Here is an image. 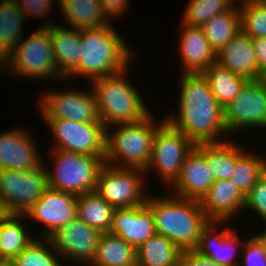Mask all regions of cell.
Listing matches in <instances>:
<instances>
[{
  "instance_id": "obj_1",
  "label": "cell",
  "mask_w": 266,
  "mask_h": 266,
  "mask_svg": "<svg viewBox=\"0 0 266 266\" xmlns=\"http://www.w3.org/2000/svg\"><path fill=\"white\" fill-rule=\"evenodd\" d=\"M179 109L164 118L196 144L220 143L228 132L224 123V110L211 92L201 73H181ZM221 140V141H220Z\"/></svg>"
},
{
  "instance_id": "obj_2",
  "label": "cell",
  "mask_w": 266,
  "mask_h": 266,
  "mask_svg": "<svg viewBox=\"0 0 266 266\" xmlns=\"http://www.w3.org/2000/svg\"><path fill=\"white\" fill-rule=\"evenodd\" d=\"M147 206L154 215L155 231L172 241L181 251L195 250L202 229L209 223L200 201L176 195H148Z\"/></svg>"
},
{
  "instance_id": "obj_3",
  "label": "cell",
  "mask_w": 266,
  "mask_h": 266,
  "mask_svg": "<svg viewBox=\"0 0 266 266\" xmlns=\"http://www.w3.org/2000/svg\"><path fill=\"white\" fill-rule=\"evenodd\" d=\"M118 34L111 24L81 29L80 59L77 69L70 76H86L92 81L128 68L133 60V50Z\"/></svg>"
},
{
  "instance_id": "obj_4",
  "label": "cell",
  "mask_w": 266,
  "mask_h": 266,
  "mask_svg": "<svg viewBox=\"0 0 266 266\" xmlns=\"http://www.w3.org/2000/svg\"><path fill=\"white\" fill-rule=\"evenodd\" d=\"M128 69L91 81L99 119L106 127L136 123L151 113L141 93L130 84L126 76Z\"/></svg>"
},
{
  "instance_id": "obj_5",
  "label": "cell",
  "mask_w": 266,
  "mask_h": 266,
  "mask_svg": "<svg viewBox=\"0 0 266 266\" xmlns=\"http://www.w3.org/2000/svg\"><path fill=\"white\" fill-rule=\"evenodd\" d=\"M159 122L155 123L154 116L150 114L136 123L106 127L105 163L115 167L146 171L151 159L153 137L163 121ZM110 129H113V132Z\"/></svg>"
},
{
  "instance_id": "obj_6",
  "label": "cell",
  "mask_w": 266,
  "mask_h": 266,
  "mask_svg": "<svg viewBox=\"0 0 266 266\" xmlns=\"http://www.w3.org/2000/svg\"><path fill=\"white\" fill-rule=\"evenodd\" d=\"M5 69L16 77L64 79L56 67L49 28L41 26L27 39L22 38L0 63V73Z\"/></svg>"
},
{
  "instance_id": "obj_7",
  "label": "cell",
  "mask_w": 266,
  "mask_h": 266,
  "mask_svg": "<svg viewBox=\"0 0 266 266\" xmlns=\"http://www.w3.org/2000/svg\"><path fill=\"white\" fill-rule=\"evenodd\" d=\"M54 171L47 168L48 187L79 196L96 189L100 169L105 156L78 154L53 150Z\"/></svg>"
},
{
  "instance_id": "obj_8",
  "label": "cell",
  "mask_w": 266,
  "mask_h": 266,
  "mask_svg": "<svg viewBox=\"0 0 266 266\" xmlns=\"http://www.w3.org/2000/svg\"><path fill=\"white\" fill-rule=\"evenodd\" d=\"M194 146L180 130L163 119L153 137L151 159L146 174L149 170H157L164 185L171 186L180 175L182 164Z\"/></svg>"
},
{
  "instance_id": "obj_9",
  "label": "cell",
  "mask_w": 266,
  "mask_h": 266,
  "mask_svg": "<svg viewBox=\"0 0 266 266\" xmlns=\"http://www.w3.org/2000/svg\"><path fill=\"white\" fill-rule=\"evenodd\" d=\"M145 171L104 164L97 178L95 192L114 208L137 207L146 203ZM145 182V185H144Z\"/></svg>"
},
{
  "instance_id": "obj_10",
  "label": "cell",
  "mask_w": 266,
  "mask_h": 266,
  "mask_svg": "<svg viewBox=\"0 0 266 266\" xmlns=\"http://www.w3.org/2000/svg\"><path fill=\"white\" fill-rule=\"evenodd\" d=\"M47 188L44 163L27 171L0 169V199L10 214H25Z\"/></svg>"
},
{
  "instance_id": "obj_11",
  "label": "cell",
  "mask_w": 266,
  "mask_h": 266,
  "mask_svg": "<svg viewBox=\"0 0 266 266\" xmlns=\"http://www.w3.org/2000/svg\"><path fill=\"white\" fill-rule=\"evenodd\" d=\"M51 129L54 150H64L78 154L105 156L106 126L98 122H73L66 119H43Z\"/></svg>"
},
{
  "instance_id": "obj_12",
  "label": "cell",
  "mask_w": 266,
  "mask_h": 266,
  "mask_svg": "<svg viewBox=\"0 0 266 266\" xmlns=\"http://www.w3.org/2000/svg\"><path fill=\"white\" fill-rule=\"evenodd\" d=\"M223 110L225 128L229 135L247 127L265 129L266 78L248 80L241 92Z\"/></svg>"
},
{
  "instance_id": "obj_13",
  "label": "cell",
  "mask_w": 266,
  "mask_h": 266,
  "mask_svg": "<svg viewBox=\"0 0 266 266\" xmlns=\"http://www.w3.org/2000/svg\"><path fill=\"white\" fill-rule=\"evenodd\" d=\"M77 90V91H76ZM51 91L38 102L44 119H66L73 122H98L96 96L92 88ZM84 90V91H83Z\"/></svg>"
},
{
  "instance_id": "obj_14",
  "label": "cell",
  "mask_w": 266,
  "mask_h": 266,
  "mask_svg": "<svg viewBox=\"0 0 266 266\" xmlns=\"http://www.w3.org/2000/svg\"><path fill=\"white\" fill-rule=\"evenodd\" d=\"M101 234L99 230L90 227L76 216L52 234L49 240L60 258L78 262L80 265L87 263L88 266L94 258Z\"/></svg>"
},
{
  "instance_id": "obj_15",
  "label": "cell",
  "mask_w": 266,
  "mask_h": 266,
  "mask_svg": "<svg viewBox=\"0 0 266 266\" xmlns=\"http://www.w3.org/2000/svg\"><path fill=\"white\" fill-rule=\"evenodd\" d=\"M76 203V195L48 187L24 215L44 224L41 237L49 238L77 216Z\"/></svg>"
},
{
  "instance_id": "obj_16",
  "label": "cell",
  "mask_w": 266,
  "mask_h": 266,
  "mask_svg": "<svg viewBox=\"0 0 266 266\" xmlns=\"http://www.w3.org/2000/svg\"><path fill=\"white\" fill-rule=\"evenodd\" d=\"M223 223L224 221H209L201 231L195 251L219 265L238 266L240 260L237 261L235 258L239 256L240 259L245 240L241 242L237 230H233L229 226H225L219 232V227L216 226Z\"/></svg>"
},
{
  "instance_id": "obj_17",
  "label": "cell",
  "mask_w": 266,
  "mask_h": 266,
  "mask_svg": "<svg viewBox=\"0 0 266 266\" xmlns=\"http://www.w3.org/2000/svg\"><path fill=\"white\" fill-rule=\"evenodd\" d=\"M34 143L24 128L1 133L0 169L27 171L41 166L44 162Z\"/></svg>"
},
{
  "instance_id": "obj_18",
  "label": "cell",
  "mask_w": 266,
  "mask_h": 266,
  "mask_svg": "<svg viewBox=\"0 0 266 266\" xmlns=\"http://www.w3.org/2000/svg\"><path fill=\"white\" fill-rule=\"evenodd\" d=\"M215 182L205 155L194 146L187 154L181 173L171 185L174 195L201 201Z\"/></svg>"
},
{
  "instance_id": "obj_19",
  "label": "cell",
  "mask_w": 266,
  "mask_h": 266,
  "mask_svg": "<svg viewBox=\"0 0 266 266\" xmlns=\"http://www.w3.org/2000/svg\"><path fill=\"white\" fill-rule=\"evenodd\" d=\"M109 232L137 249L156 233L153 212L146 203L137 207L116 208Z\"/></svg>"
},
{
  "instance_id": "obj_20",
  "label": "cell",
  "mask_w": 266,
  "mask_h": 266,
  "mask_svg": "<svg viewBox=\"0 0 266 266\" xmlns=\"http://www.w3.org/2000/svg\"><path fill=\"white\" fill-rule=\"evenodd\" d=\"M216 63L248 80L264 78L259 71L252 38L241 30L216 54Z\"/></svg>"
},
{
  "instance_id": "obj_21",
  "label": "cell",
  "mask_w": 266,
  "mask_h": 266,
  "mask_svg": "<svg viewBox=\"0 0 266 266\" xmlns=\"http://www.w3.org/2000/svg\"><path fill=\"white\" fill-rule=\"evenodd\" d=\"M200 203L210 221L227 223L231 217H235V214L244 209L245 196L230 179L215 180Z\"/></svg>"
},
{
  "instance_id": "obj_22",
  "label": "cell",
  "mask_w": 266,
  "mask_h": 266,
  "mask_svg": "<svg viewBox=\"0 0 266 266\" xmlns=\"http://www.w3.org/2000/svg\"><path fill=\"white\" fill-rule=\"evenodd\" d=\"M181 26L183 29L178 47L183 64L181 73H202L216 63V53L212 50L202 27L184 24Z\"/></svg>"
},
{
  "instance_id": "obj_23",
  "label": "cell",
  "mask_w": 266,
  "mask_h": 266,
  "mask_svg": "<svg viewBox=\"0 0 266 266\" xmlns=\"http://www.w3.org/2000/svg\"><path fill=\"white\" fill-rule=\"evenodd\" d=\"M42 27L49 28L53 56L60 75L64 80L72 78L70 75L77 69L80 59V30L48 21L42 23Z\"/></svg>"
},
{
  "instance_id": "obj_24",
  "label": "cell",
  "mask_w": 266,
  "mask_h": 266,
  "mask_svg": "<svg viewBox=\"0 0 266 266\" xmlns=\"http://www.w3.org/2000/svg\"><path fill=\"white\" fill-rule=\"evenodd\" d=\"M59 6L70 28L96 29L110 24L99 0H59Z\"/></svg>"
},
{
  "instance_id": "obj_25",
  "label": "cell",
  "mask_w": 266,
  "mask_h": 266,
  "mask_svg": "<svg viewBox=\"0 0 266 266\" xmlns=\"http://www.w3.org/2000/svg\"><path fill=\"white\" fill-rule=\"evenodd\" d=\"M90 266H137L136 248L125 240L111 234L102 233Z\"/></svg>"
},
{
  "instance_id": "obj_26",
  "label": "cell",
  "mask_w": 266,
  "mask_h": 266,
  "mask_svg": "<svg viewBox=\"0 0 266 266\" xmlns=\"http://www.w3.org/2000/svg\"><path fill=\"white\" fill-rule=\"evenodd\" d=\"M25 19L15 0L0 1V63L11 54L23 38Z\"/></svg>"
},
{
  "instance_id": "obj_27",
  "label": "cell",
  "mask_w": 266,
  "mask_h": 266,
  "mask_svg": "<svg viewBox=\"0 0 266 266\" xmlns=\"http://www.w3.org/2000/svg\"><path fill=\"white\" fill-rule=\"evenodd\" d=\"M115 210L95 191L77 196V217L101 233L110 231Z\"/></svg>"
},
{
  "instance_id": "obj_28",
  "label": "cell",
  "mask_w": 266,
  "mask_h": 266,
  "mask_svg": "<svg viewBox=\"0 0 266 266\" xmlns=\"http://www.w3.org/2000/svg\"><path fill=\"white\" fill-rule=\"evenodd\" d=\"M137 266H177L182 251L164 235L155 233L137 249Z\"/></svg>"
},
{
  "instance_id": "obj_29",
  "label": "cell",
  "mask_w": 266,
  "mask_h": 266,
  "mask_svg": "<svg viewBox=\"0 0 266 266\" xmlns=\"http://www.w3.org/2000/svg\"><path fill=\"white\" fill-rule=\"evenodd\" d=\"M201 74L207 80L211 92L222 108L233 101L248 81L244 76L235 74L217 63L212 64Z\"/></svg>"
},
{
  "instance_id": "obj_30",
  "label": "cell",
  "mask_w": 266,
  "mask_h": 266,
  "mask_svg": "<svg viewBox=\"0 0 266 266\" xmlns=\"http://www.w3.org/2000/svg\"><path fill=\"white\" fill-rule=\"evenodd\" d=\"M226 141L220 143H203L195 146L205 155L215 180L230 179L237 162V144ZM228 140V141H227Z\"/></svg>"
},
{
  "instance_id": "obj_31",
  "label": "cell",
  "mask_w": 266,
  "mask_h": 266,
  "mask_svg": "<svg viewBox=\"0 0 266 266\" xmlns=\"http://www.w3.org/2000/svg\"><path fill=\"white\" fill-rule=\"evenodd\" d=\"M202 28L212 50L217 54L240 31L238 5H235L230 11L215 15Z\"/></svg>"
},
{
  "instance_id": "obj_32",
  "label": "cell",
  "mask_w": 266,
  "mask_h": 266,
  "mask_svg": "<svg viewBox=\"0 0 266 266\" xmlns=\"http://www.w3.org/2000/svg\"><path fill=\"white\" fill-rule=\"evenodd\" d=\"M24 214H10L0 224V259L13 260L35 239L21 223Z\"/></svg>"
},
{
  "instance_id": "obj_33",
  "label": "cell",
  "mask_w": 266,
  "mask_h": 266,
  "mask_svg": "<svg viewBox=\"0 0 266 266\" xmlns=\"http://www.w3.org/2000/svg\"><path fill=\"white\" fill-rule=\"evenodd\" d=\"M244 149L237 143V162L230 180L246 196L265 172L266 159L250 154L245 147Z\"/></svg>"
},
{
  "instance_id": "obj_34",
  "label": "cell",
  "mask_w": 266,
  "mask_h": 266,
  "mask_svg": "<svg viewBox=\"0 0 266 266\" xmlns=\"http://www.w3.org/2000/svg\"><path fill=\"white\" fill-rule=\"evenodd\" d=\"M237 3L240 30L252 39L266 38V0H238Z\"/></svg>"
},
{
  "instance_id": "obj_35",
  "label": "cell",
  "mask_w": 266,
  "mask_h": 266,
  "mask_svg": "<svg viewBox=\"0 0 266 266\" xmlns=\"http://www.w3.org/2000/svg\"><path fill=\"white\" fill-rule=\"evenodd\" d=\"M183 23L187 26L202 27L215 15L230 11L238 0H189Z\"/></svg>"
},
{
  "instance_id": "obj_36",
  "label": "cell",
  "mask_w": 266,
  "mask_h": 266,
  "mask_svg": "<svg viewBox=\"0 0 266 266\" xmlns=\"http://www.w3.org/2000/svg\"><path fill=\"white\" fill-rule=\"evenodd\" d=\"M59 260L49 238L37 236L13 259L16 266H62Z\"/></svg>"
},
{
  "instance_id": "obj_37",
  "label": "cell",
  "mask_w": 266,
  "mask_h": 266,
  "mask_svg": "<svg viewBox=\"0 0 266 266\" xmlns=\"http://www.w3.org/2000/svg\"><path fill=\"white\" fill-rule=\"evenodd\" d=\"M244 209L253 210L266 223V170L245 196Z\"/></svg>"
},
{
  "instance_id": "obj_38",
  "label": "cell",
  "mask_w": 266,
  "mask_h": 266,
  "mask_svg": "<svg viewBox=\"0 0 266 266\" xmlns=\"http://www.w3.org/2000/svg\"><path fill=\"white\" fill-rule=\"evenodd\" d=\"M240 259L238 266H266V248L257 235L245 239Z\"/></svg>"
},
{
  "instance_id": "obj_39",
  "label": "cell",
  "mask_w": 266,
  "mask_h": 266,
  "mask_svg": "<svg viewBox=\"0 0 266 266\" xmlns=\"http://www.w3.org/2000/svg\"><path fill=\"white\" fill-rule=\"evenodd\" d=\"M19 9L25 17H44L49 16L51 6L54 0H15ZM59 2V0H58Z\"/></svg>"
},
{
  "instance_id": "obj_40",
  "label": "cell",
  "mask_w": 266,
  "mask_h": 266,
  "mask_svg": "<svg viewBox=\"0 0 266 266\" xmlns=\"http://www.w3.org/2000/svg\"><path fill=\"white\" fill-rule=\"evenodd\" d=\"M181 261L186 266H223L211 261L205 256L200 255L195 250L182 251Z\"/></svg>"
},
{
  "instance_id": "obj_41",
  "label": "cell",
  "mask_w": 266,
  "mask_h": 266,
  "mask_svg": "<svg viewBox=\"0 0 266 266\" xmlns=\"http://www.w3.org/2000/svg\"><path fill=\"white\" fill-rule=\"evenodd\" d=\"M102 6L103 11L111 20V17L122 16L128 8V0H99Z\"/></svg>"
},
{
  "instance_id": "obj_42",
  "label": "cell",
  "mask_w": 266,
  "mask_h": 266,
  "mask_svg": "<svg viewBox=\"0 0 266 266\" xmlns=\"http://www.w3.org/2000/svg\"><path fill=\"white\" fill-rule=\"evenodd\" d=\"M260 74L266 78V38L252 39Z\"/></svg>"
},
{
  "instance_id": "obj_43",
  "label": "cell",
  "mask_w": 266,
  "mask_h": 266,
  "mask_svg": "<svg viewBox=\"0 0 266 266\" xmlns=\"http://www.w3.org/2000/svg\"><path fill=\"white\" fill-rule=\"evenodd\" d=\"M10 215L4 202L0 199V224Z\"/></svg>"
},
{
  "instance_id": "obj_44",
  "label": "cell",
  "mask_w": 266,
  "mask_h": 266,
  "mask_svg": "<svg viewBox=\"0 0 266 266\" xmlns=\"http://www.w3.org/2000/svg\"><path fill=\"white\" fill-rule=\"evenodd\" d=\"M266 226V223L264 224ZM265 230L259 232V234H256L259 239L263 242L266 248V227L264 228Z\"/></svg>"
},
{
  "instance_id": "obj_45",
  "label": "cell",
  "mask_w": 266,
  "mask_h": 266,
  "mask_svg": "<svg viewBox=\"0 0 266 266\" xmlns=\"http://www.w3.org/2000/svg\"><path fill=\"white\" fill-rule=\"evenodd\" d=\"M0 266H16L13 260L0 259Z\"/></svg>"
},
{
  "instance_id": "obj_46",
  "label": "cell",
  "mask_w": 266,
  "mask_h": 266,
  "mask_svg": "<svg viewBox=\"0 0 266 266\" xmlns=\"http://www.w3.org/2000/svg\"><path fill=\"white\" fill-rule=\"evenodd\" d=\"M177 266H186L182 261H180Z\"/></svg>"
}]
</instances>
